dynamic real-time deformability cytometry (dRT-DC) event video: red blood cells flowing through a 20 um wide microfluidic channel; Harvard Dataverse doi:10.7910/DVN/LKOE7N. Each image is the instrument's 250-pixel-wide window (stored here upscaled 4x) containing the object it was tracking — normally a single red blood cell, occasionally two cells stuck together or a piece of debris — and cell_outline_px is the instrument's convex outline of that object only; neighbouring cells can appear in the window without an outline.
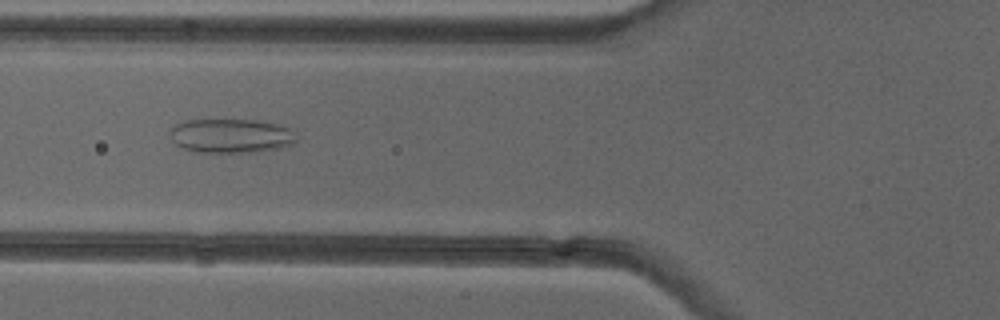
{"species": "common noctule bat (a hibernating species)", "species_latin": "Nyctalus noctula", "temperature_condition": "cold", "stored_images_in_passage": 51, "camera_frame_rate_fps": 3000, "um_per_image_px": 0.085, "animal": {"sex": "female"}, "frame": {"image": 1, "passage_image": 19, "time_ms": 6.0, "image_size_px": [1000, 320], "cell_outline_px": [[296, 140], [292, 144], [280, 148], [256, 152], [196, 152], [184, 148], [176, 144], [172, 140], [168, 132], [176, 124], [184, 120], [256, 120], [276, 124], [292, 128]], "centroid_in_image_um": [19.63, 11.54], "position_along_channel_um": 106.2, "area_um2": 25.2}}
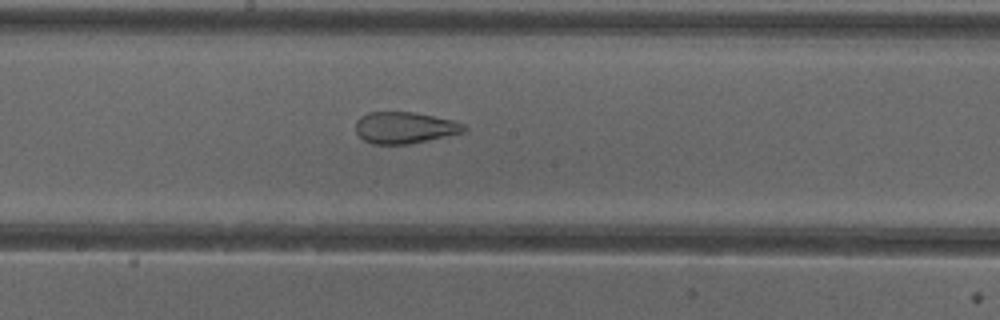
{"frame": {"image": 2, "passage_image": 27, "time_ms": 8.667, "image_size_px": [1000, 320], "cell_outline_px": [[468, 132], [408, 144], [372, 144], [364, 140], [356, 132], [356, 120], [360, 116], [368, 112], [416, 112], [452, 120], [464, 124], [468, 128]], "centroid_in_image_um": [34.43, 10.85], "position_along_channel_um": 213.8, "area_um2": 20.11}}
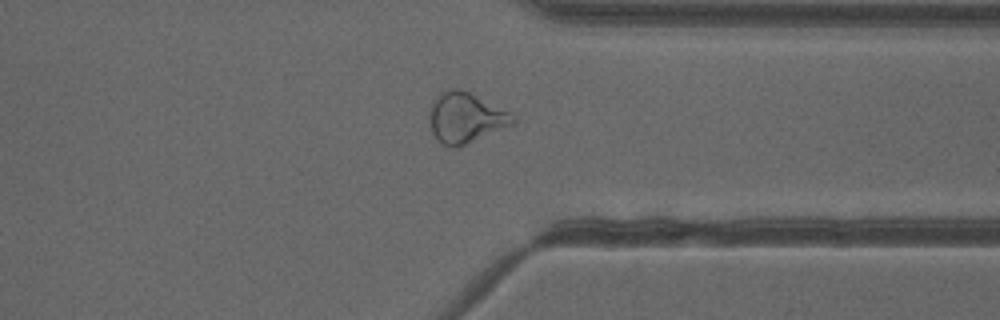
{"frame": {"image": 3, "passage_image": 39, "time_ms": 12.667, "image_size_px": [1000, 320], "cell_outline_px": [[516, 124], [456, 148], [452, 148], [444, 144], [432, 132], [428, 120], [428, 112], [432, 100], [440, 92], [452, 88], [456, 88], [468, 92], [508, 112], [516, 120]], "centroid_in_image_um": [39.53, 10.02], "position_along_channel_um": 371.9, "area_um2": 24.33}, "authors_computed_cell_mechanics": {"area_um2": 26.3568, "velocity_mm_per_s": 4.005, "shape_relaxation_time_tau1_ms": null, "shape_relaxation_time_tau2_ms": 1.4048, "deformation_change_tau1": null, "deformation_change_tau2": 0.0929}}